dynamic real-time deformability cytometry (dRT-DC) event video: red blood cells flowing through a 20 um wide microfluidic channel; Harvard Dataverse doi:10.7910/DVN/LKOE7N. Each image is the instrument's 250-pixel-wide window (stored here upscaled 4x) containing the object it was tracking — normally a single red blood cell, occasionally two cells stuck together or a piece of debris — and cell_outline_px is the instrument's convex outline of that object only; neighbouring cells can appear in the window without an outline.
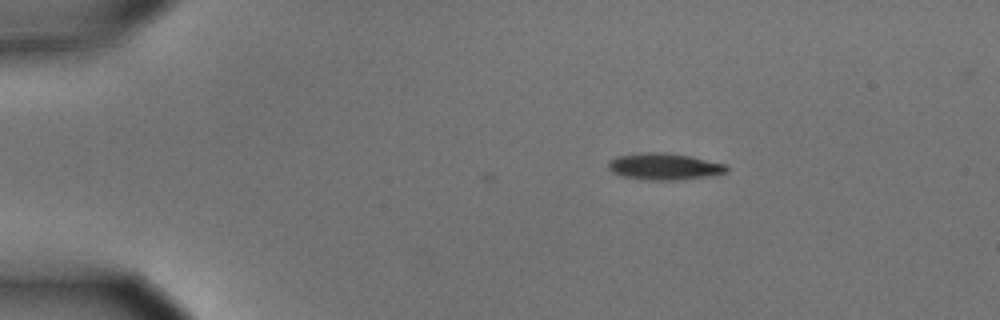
{"species": "common noctule bat (a hibernating species)", "species_latin": "Nyctalus noctula", "temperature_condition": "cold", "stored_images_in_passage": 3, "camera_frame_rate_fps": 3000, "um_per_image_px": 0.085, "animal": {"sex": "male", "body_mass_g": 15.6}, "frame": {"image": 1, "passage_image": 3, "time_ms": 0.667, "image_size_px": [1000, 320], "cell_outline_px": [[728, 172], [716, 176], [680, 180], [644, 180], [620, 176], [612, 172], [608, 168], [608, 160], [616, 156], [644, 152], [664, 152], [692, 156], [724, 164], [728, 168]], "centroid_in_image_um": [56.47, 14.16], "position_along_channel_um": 28.5, "area_um2": 18.84}}